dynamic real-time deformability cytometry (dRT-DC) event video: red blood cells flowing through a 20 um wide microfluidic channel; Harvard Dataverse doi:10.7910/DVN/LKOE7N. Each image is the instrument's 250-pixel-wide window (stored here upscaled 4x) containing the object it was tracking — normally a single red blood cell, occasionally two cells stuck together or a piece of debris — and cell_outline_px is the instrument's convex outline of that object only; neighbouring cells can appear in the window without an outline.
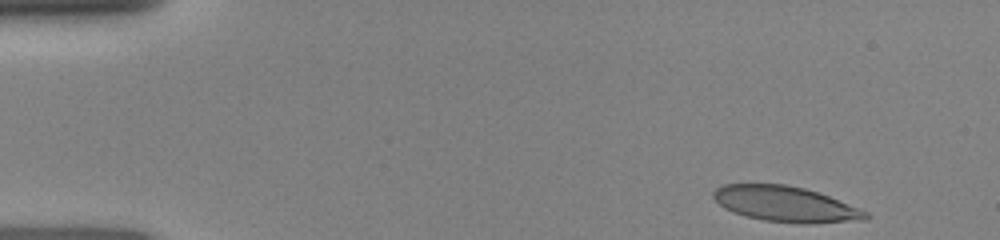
{"species": "human", "species_latin": "Homo sapiens", "temperature_condition": "room temperature", "stored_images_in_passage": 27, "camera_frame_rate_fps": 3000, "um_per_image_px": 0.085, "donor": {"sex": "female"}, "frame": {"image": 1, "passage_image": 1, "time_ms": 0.0, "image_size_px": [1000, 240], "cell_outline_px": [[872, 216], [864, 220], [808, 224], [764, 220], [732, 212], [724, 208], [712, 196], [712, 192], [716, 188], [724, 184], [784, 184], [804, 188], [828, 196], [860, 208], [868, 212]], "centroid_in_image_um": [66.79, 17.35], "position_along_channel_um": 18.2, "area_um2": 31.39}}
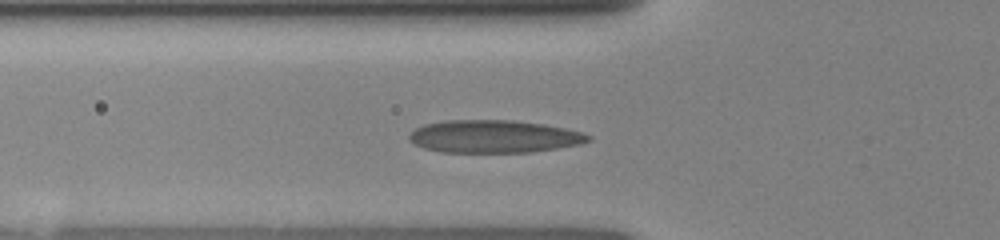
{"frame": {"image": 2, "passage_image": 15, "time_ms": 4.0, "image_size_px": [1000, 240], "cell_outline_px": [[592, 140], [580, 144], [532, 152], [440, 152], [424, 148], [408, 140], [408, 136], [416, 128], [424, 124], [444, 120], [512, 120], [544, 124], [564, 128], [580, 132], [592, 136]], "centroid_in_image_um": [41.97, 11.6], "position_along_channel_um": 83.8, "area_um2": 34.1}}
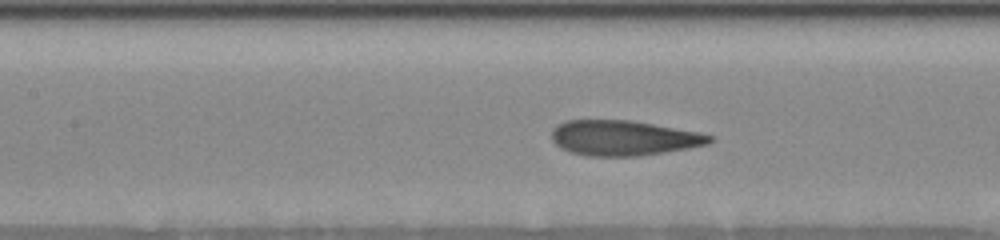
{"frame": {"image": 3, "passage_image": 23, "time_ms": 5.667, "image_size_px": [1000, 240], "cell_outline_px": [[716, 140], [708, 144], [688, 148], [664, 152], [636, 156], [588, 156], [572, 152], [560, 148], [552, 140], [552, 128], [556, 124], [564, 120], [628, 120], [700, 132], [712, 136]], "centroid_in_image_um": [52.98, 11.72], "position_along_channel_um": 154.4, "area_um2": 32.37}}